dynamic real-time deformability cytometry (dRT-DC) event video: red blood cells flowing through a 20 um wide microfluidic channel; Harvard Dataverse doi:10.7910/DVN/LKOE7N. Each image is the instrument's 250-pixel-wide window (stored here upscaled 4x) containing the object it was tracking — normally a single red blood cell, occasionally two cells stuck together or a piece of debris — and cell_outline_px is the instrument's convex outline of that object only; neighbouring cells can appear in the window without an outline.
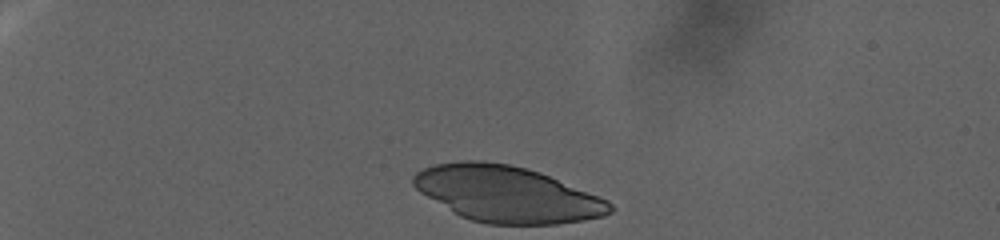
{"species": "human", "species_latin": "Homo sapiens", "temperature_condition": "warm", "stored_images_in_passage": 50, "camera_frame_rate_fps": 3000, "um_per_image_px": 0.085, "donor": {"sex": "female"}, "frame": {"image": 1, "passage_image": 1, "time_ms": 0.0, "image_size_px": [1000, 240], "cell_outline_px": [[616, 208], [612, 212], [604, 216], [584, 220], [556, 224], [488, 224], [472, 220], [460, 216], [420, 192], [412, 184], [412, 176], [416, 172], [424, 168], [436, 164], [460, 160], [484, 160], [512, 164], [540, 172], [608, 200]], "centroid_in_image_um": [43.09, 16.49], "position_along_channel_um": 41.9, "area_um2": 64.27}}